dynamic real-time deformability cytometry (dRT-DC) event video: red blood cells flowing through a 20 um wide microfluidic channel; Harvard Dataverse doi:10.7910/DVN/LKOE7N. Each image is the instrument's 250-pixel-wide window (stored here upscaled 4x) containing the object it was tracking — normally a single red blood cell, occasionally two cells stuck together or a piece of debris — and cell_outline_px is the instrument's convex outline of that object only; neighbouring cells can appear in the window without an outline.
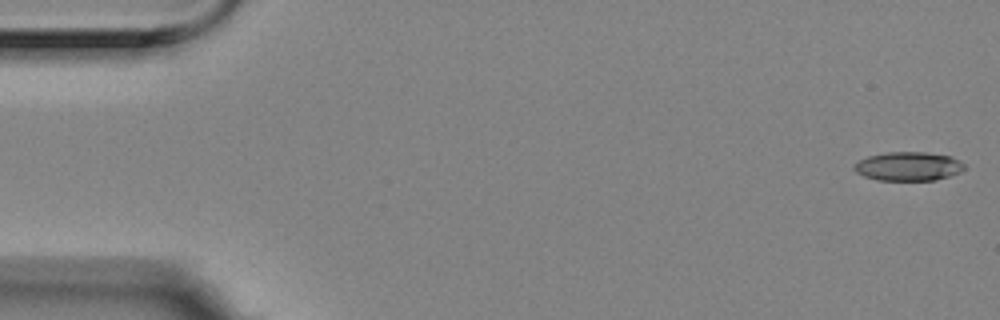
{"species": "Egyptian fruit bat (a non-hibernating species)", "species_latin": "Rousettus aegyptiacus", "temperature_condition": "room temperature", "stored_images_in_passage": 6, "segment_of_instrument_passage": [1, 2], "camera_frame_rate_fps": 3000, "um_per_image_px": 0.085, "animal": {"sex": "female"}, "frame": {"image": 1, "passage_image": 1, "time_ms": 0.0, "image_size_px": [1000, 320], "cell_outline_px": [[964, 168], [960, 172], [936, 180], [876, 180], [864, 176], [856, 172], [852, 168], [852, 164], [868, 156], [888, 152], [924, 152], [952, 156], [960, 160], [964, 164]], "centroid_in_image_um": [77.19, 14.13], "position_along_channel_um": 7.8, "area_um2": 18.61}}